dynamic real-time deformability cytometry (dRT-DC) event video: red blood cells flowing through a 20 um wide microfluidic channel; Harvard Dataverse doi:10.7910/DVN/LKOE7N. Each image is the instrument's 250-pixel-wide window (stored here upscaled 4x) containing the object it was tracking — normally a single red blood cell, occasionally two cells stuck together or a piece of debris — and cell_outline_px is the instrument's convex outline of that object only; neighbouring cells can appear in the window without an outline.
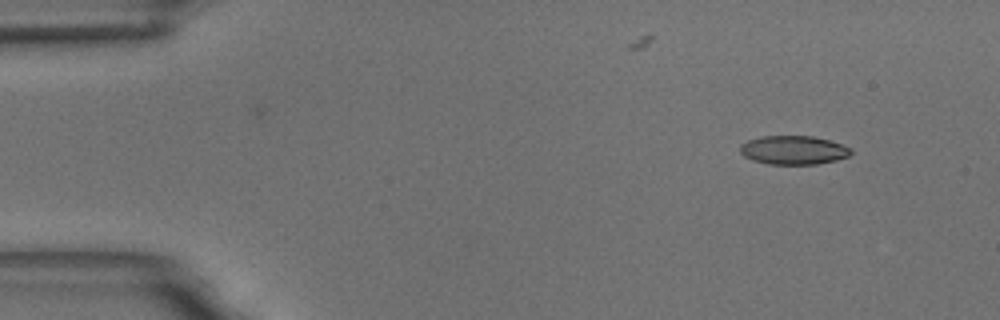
{"species": "common noctule bat (a hibernating species)", "species_latin": "Nyctalus noctula", "temperature_condition": "room temperature", "stored_images_in_passage": 5, "camera_frame_rate_fps": 3000, "um_per_image_px": 0.085, "animal": {"sex": "male", "body_mass_g": 18.8}, "frame": {"image": 1, "passage_image": 1, "time_ms": 0.0, "image_size_px": [1000, 320], "cell_outline_px": [[852, 152], [848, 156], [836, 160], [816, 164], [768, 164], [752, 160], [744, 156], [740, 152], [740, 144], [748, 140], [760, 136], [812, 136], [828, 140], [852, 148]], "centroid_in_image_um": [67.42, 12.76], "position_along_channel_um": 17.6, "area_um2": 18.55}}
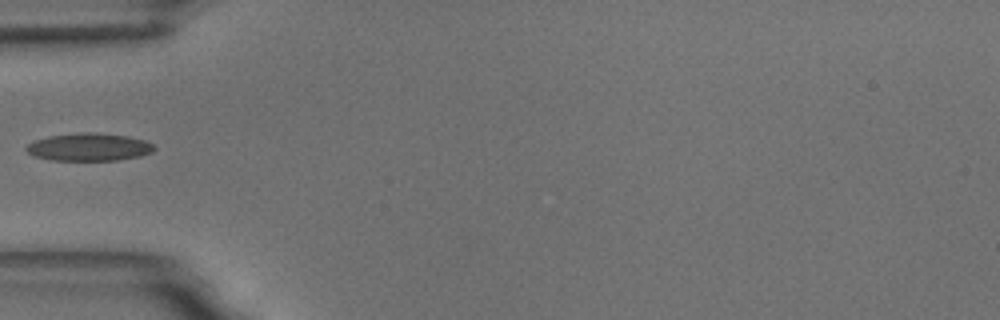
{"frame": {"image": 2, "passage_image": 4, "time_ms": 4.333, "image_size_px": [1000, 320], "cell_outline_px": [[156, 148], [152, 152], [140, 156], [116, 160], [52, 160], [36, 156], [28, 152], [24, 148], [28, 144], [36, 140], [48, 136], [80, 132], [96, 132], [128, 136], [144, 140], [152, 144]], "centroid_in_image_um": [7.58, 12.49], "position_along_channel_um": 77.4, "area_um2": 20.58}}
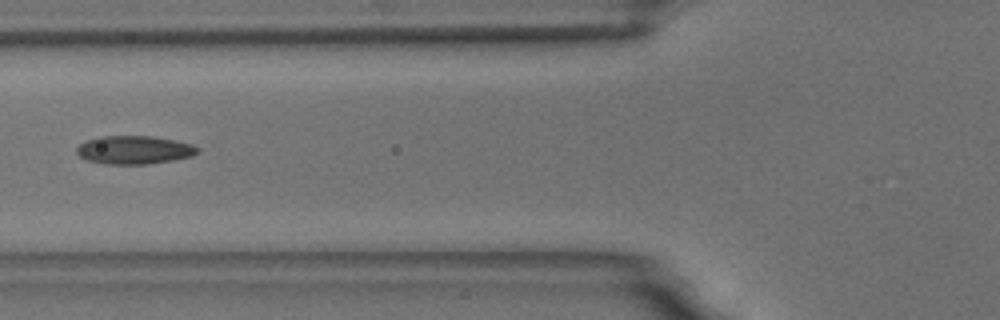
{"frame": {"image": 3, "passage_image": 5, "time_ms": 5.333, "image_size_px": [1000, 320], "cell_outline_px": [[200, 152], [192, 156], [172, 160], [148, 164], [104, 164], [88, 160], [80, 156], [76, 152], [76, 148], [84, 140], [100, 136], [152, 136], [192, 144], [200, 148]], "centroid_in_image_um": [11.4, 12.74], "position_along_channel_um": 114.4, "area_um2": 20.0}}